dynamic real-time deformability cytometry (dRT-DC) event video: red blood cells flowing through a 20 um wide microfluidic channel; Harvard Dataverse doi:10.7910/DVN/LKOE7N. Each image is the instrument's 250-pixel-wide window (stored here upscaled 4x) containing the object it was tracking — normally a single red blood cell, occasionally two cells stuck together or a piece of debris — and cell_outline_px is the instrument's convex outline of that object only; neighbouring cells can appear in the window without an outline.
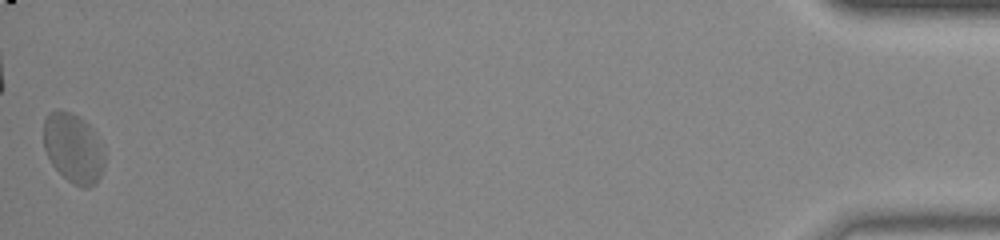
{"species": "common noctule bat (a hibernating species)", "species_latin": "Nyctalus noctula", "temperature_condition": "room temperature", "stored_images_in_passage": 38, "camera_frame_rate_fps": 3000, "um_per_image_px": 0.085, "animal": {"sex": "male", "body_mass_g": 20.0, "forearm_length_mm": 53.3}, "frame": {"image": 1, "passage_image": 38, "time_ms": 12.333, "image_size_px": [1000, 240], "cell_outline_px": [[104, 164], [100, 176], [96, 184], [88, 188], [80, 188], [68, 180], [52, 164], [44, 148], [44, 120], [48, 112], [56, 108], [60, 108], [80, 116], [92, 128], [104, 156]], "centroid_in_image_um": [6.21, 12.56], "position_along_channel_um": 429.0, "area_um2": 24.68}, "authors_computed_cell_mechanics": {"area_um2": 20.0277, "velocity_mm_per_s": 3.7607, "shape_relaxation_time_tau1_ms": null, "shape_relaxation_time_tau2_ms": 2.6704, "deformation_change_tau1": null, "deformation_change_tau2": 0.1102}}